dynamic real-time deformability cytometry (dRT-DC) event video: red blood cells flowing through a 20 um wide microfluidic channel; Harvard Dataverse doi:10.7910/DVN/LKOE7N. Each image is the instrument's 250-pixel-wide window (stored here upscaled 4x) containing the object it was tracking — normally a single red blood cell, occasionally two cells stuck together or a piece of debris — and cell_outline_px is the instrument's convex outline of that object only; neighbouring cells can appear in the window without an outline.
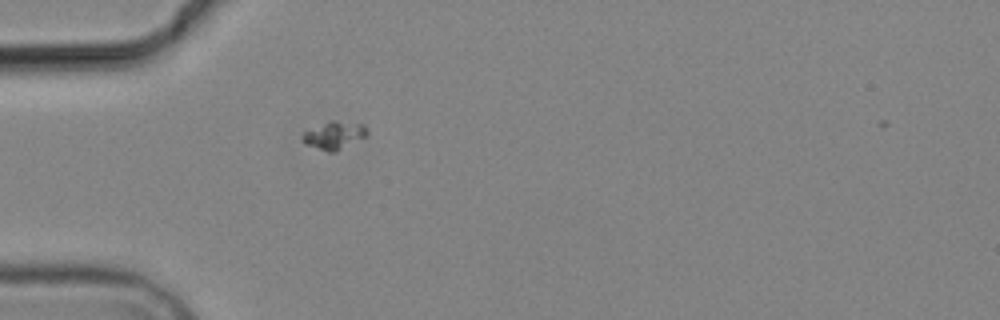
{"species": "common noctule bat (a hibernating species)", "species_latin": "Nyctalus noctula", "temperature_condition": "cold", "stored_images_in_passage": 1, "camera_frame_rate_fps": 3000, "um_per_image_px": 0.085, "animal": {"sex": "male", "body_mass_g": 19.2, "forearm_length_mm": 51.8}, "frame": {"image": 1, "passage_image": 1, "time_ms": 0.0, "image_size_px": [1000, 320], "cell_outline_px": [[368, 132], [364, 136], [336, 152], [328, 152], [304, 144], [300, 140], [300, 136], [304, 132], [332, 120], [364, 124]], "centroid_in_image_um": [28.36, 11.51], "position_along_channel_um": 56.6, "area_um2": 10.29}}